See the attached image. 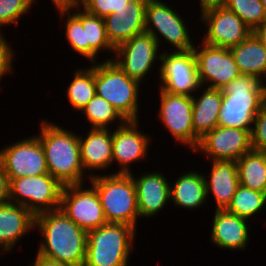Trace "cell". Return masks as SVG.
<instances>
[{
	"mask_svg": "<svg viewBox=\"0 0 266 266\" xmlns=\"http://www.w3.org/2000/svg\"><path fill=\"white\" fill-rule=\"evenodd\" d=\"M251 149L248 130L217 126L200 139L193 152H201L210 161H237Z\"/></svg>",
	"mask_w": 266,
	"mask_h": 266,
	"instance_id": "17",
	"label": "cell"
},
{
	"mask_svg": "<svg viewBox=\"0 0 266 266\" xmlns=\"http://www.w3.org/2000/svg\"><path fill=\"white\" fill-rule=\"evenodd\" d=\"M80 113L86 117L90 128L112 129L108 125L114 123L116 128L117 125L121 126L126 122L109 102L97 94L80 110Z\"/></svg>",
	"mask_w": 266,
	"mask_h": 266,
	"instance_id": "31",
	"label": "cell"
},
{
	"mask_svg": "<svg viewBox=\"0 0 266 266\" xmlns=\"http://www.w3.org/2000/svg\"><path fill=\"white\" fill-rule=\"evenodd\" d=\"M140 121H126L123 125L112 128V166L120 168L113 174H131V164L148 159L151 136L139 129ZM114 130V131H113Z\"/></svg>",
	"mask_w": 266,
	"mask_h": 266,
	"instance_id": "16",
	"label": "cell"
},
{
	"mask_svg": "<svg viewBox=\"0 0 266 266\" xmlns=\"http://www.w3.org/2000/svg\"><path fill=\"white\" fill-rule=\"evenodd\" d=\"M41 233L37 255L70 266H83L87 231L77 226L62 210L35 216V230Z\"/></svg>",
	"mask_w": 266,
	"mask_h": 266,
	"instance_id": "1",
	"label": "cell"
},
{
	"mask_svg": "<svg viewBox=\"0 0 266 266\" xmlns=\"http://www.w3.org/2000/svg\"><path fill=\"white\" fill-rule=\"evenodd\" d=\"M180 12L161 0H148L145 15V31L150 33L160 46L163 42L170 44L173 51L193 49L195 43L190 36V30ZM163 37V38H162ZM162 38V40H161ZM164 39V40H163ZM162 44V45H161Z\"/></svg>",
	"mask_w": 266,
	"mask_h": 266,
	"instance_id": "7",
	"label": "cell"
},
{
	"mask_svg": "<svg viewBox=\"0 0 266 266\" xmlns=\"http://www.w3.org/2000/svg\"><path fill=\"white\" fill-rule=\"evenodd\" d=\"M15 52V49H12V45H9V41L0 31V81L7 74L13 73Z\"/></svg>",
	"mask_w": 266,
	"mask_h": 266,
	"instance_id": "37",
	"label": "cell"
},
{
	"mask_svg": "<svg viewBox=\"0 0 266 266\" xmlns=\"http://www.w3.org/2000/svg\"><path fill=\"white\" fill-rule=\"evenodd\" d=\"M161 51L158 77L159 89L170 94L193 96L200 91L197 61L193 49L187 51Z\"/></svg>",
	"mask_w": 266,
	"mask_h": 266,
	"instance_id": "9",
	"label": "cell"
},
{
	"mask_svg": "<svg viewBox=\"0 0 266 266\" xmlns=\"http://www.w3.org/2000/svg\"><path fill=\"white\" fill-rule=\"evenodd\" d=\"M85 135L79 134L80 155L83 169L91 178L112 165V130L90 128Z\"/></svg>",
	"mask_w": 266,
	"mask_h": 266,
	"instance_id": "22",
	"label": "cell"
},
{
	"mask_svg": "<svg viewBox=\"0 0 266 266\" xmlns=\"http://www.w3.org/2000/svg\"><path fill=\"white\" fill-rule=\"evenodd\" d=\"M91 184L97 191L107 222L126 224L137 229V193L130 174H97L91 177Z\"/></svg>",
	"mask_w": 266,
	"mask_h": 266,
	"instance_id": "4",
	"label": "cell"
},
{
	"mask_svg": "<svg viewBox=\"0 0 266 266\" xmlns=\"http://www.w3.org/2000/svg\"><path fill=\"white\" fill-rule=\"evenodd\" d=\"M52 3H62V0H50Z\"/></svg>",
	"mask_w": 266,
	"mask_h": 266,
	"instance_id": "43",
	"label": "cell"
},
{
	"mask_svg": "<svg viewBox=\"0 0 266 266\" xmlns=\"http://www.w3.org/2000/svg\"><path fill=\"white\" fill-rule=\"evenodd\" d=\"M262 106L266 108V77L261 80Z\"/></svg>",
	"mask_w": 266,
	"mask_h": 266,
	"instance_id": "42",
	"label": "cell"
},
{
	"mask_svg": "<svg viewBox=\"0 0 266 266\" xmlns=\"http://www.w3.org/2000/svg\"><path fill=\"white\" fill-rule=\"evenodd\" d=\"M199 21L203 22L204 36L202 42L230 49L244 41L253 31L242 19L226 6L212 8L200 14Z\"/></svg>",
	"mask_w": 266,
	"mask_h": 266,
	"instance_id": "15",
	"label": "cell"
},
{
	"mask_svg": "<svg viewBox=\"0 0 266 266\" xmlns=\"http://www.w3.org/2000/svg\"><path fill=\"white\" fill-rule=\"evenodd\" d=\"M158 170L144 172L139 176L130 174L134 180L137 193L139 217L158 216L162 209L170 203V181ZM136 176V177H135ZM136 178V179H135Z\"/></svg>",
	"mask_w": 266,
	"mask_h": 266,
	"instance_id": "18",
	"label": "cell"
},
{
	"mask_svg": "<svg viewBox=\"0 0 266 266\" xmlns=\"http://www.w3.org/2000/svg\"><path fill=\"white\" fill-rule=\"evenodd\" d=\"M199 46V47H198ZM193 47L201 86L222 89L241 75L230 49L199 42Z\"/></svg>",
	"mask_w": 266,
	"mask_h": 266,
	"instance_id": "14",
	"label": "cell"
},
{
	"mask_svg": "<svg viewBox=\"0 0 266 266\" xmlns=\"http://www.w3.org/2000/svg\"><path fill=\"white\" fill-rule=\"evenodd\" d=\"M262 4L264 6V10H265V13H266V0H262Z\"/></svg>",
	"mask_w": 266,
	"mask_h": 266,
	"instance_id": "45",
	"label": "cell"
},
{
	"mask_svg": "<svg viewBox=\"0 0 266 266\" xmlns=\"http://www.w3.org/2000/svg\"><path fill=\"white\" fill-rule=\"evenodd\" d=\"M59 17L65 19V37L75 53L89 60V44H85L82 27V7L77 2L53 3ZM64 16V17H63Z\"/></svg>",
	"mask_w": 266,
	"mask_h": 266,
	"instance_id": "27",
	"label": "cell"
},
{
	"mask_svg": "<svg viewBox=\"0 0 266 266\" xmlns=\"http://www.w3.org/2000/svg\"><path fill=\"white\" fill-rule=\"evenodd\" d=\"M34 262L31 265L28 266H70L67 264H63L57 261H52L50 259L41 257L39 255L36 254L35 258H34Z\"/></svg>",
	"mask_w": 266,
	"mask_h": 266,
	"instance_id": "40",
	"label": "cell"
},
{
	"mask_svg": "<svg viewBox=\"0 0 266 266\" xmlns=\"http://www.w3.org/2000/svg\"><path fill=\"white\" fill-rule=\"evenodd\" d=\"M230 51L241 74L260 80L266 77V50L254 32Z\"/></svg>",
	"mask_w": 266,
	"mask_h": 266,
	"instance_id": "26",
	"label": "cell"
},
{
	"mask_svg": "<svg viewBox=\"0 0 266 266\" xmlns=\"http://www.w3.org/2000/svg\"><path fill=\"white\" fill-rule=\"evenodd\" d=\"M200 90L203 93L192 96L193 130L199 139L218 126L219 112L223 100L222 90L220 89L201 86Z\"/></svg>",
	"mask_w": 266,
	"mask_h": 266,
	"instance_id": "25",
	"label": "cell"
},
{
	"mask_svg": "<svg viewBox=\"0 0 266 266\" xmlns=\"http://www.w3.org/2000/svg\"><path fill=\"white\" fill-rule=\"evenodd\" d=\"M136 229L120 223H105L87 231L83 266H129Z\"/></svg>",
	"mask_w": 266,
	"mask_h": 266,
	"instance_id": "5",
	"label": "cell"
},
{
	"mask_svg": "<svg viewBox=\"0 0 266 266\" xmlns=\"http://www.w3.org/2000/svg\"><path fill=\"white\" fill-rule=\"evenodd\" d=\"M236 164L240 185L266 194V153L251 149Z\"/></svg>",
	"mask_w": 266,
	"mask_h": 266,
	"instance_id": "28",
	"label": "cell"
},
{
	"mask_svg": "<svg viewBox=\"0 0 266 266\" xmlns=\"http://www.w3.org/2000/svg\"><path fill=\"white\" fill-rule=\"evenodd\" d=\"M65 185L59 209L77 226L89 231L107 223L96 189L90 184ZM89 186V187H88Z\"/></svg>",
	"mask_w": 266,
	"mask_h": 266,
	"instance_id": "10",
	"label": "cell"
},
{
	"mask_svg": "<svg viewBox=\"0 0 266 266\" xmlns=\"http://www.w3.org/2000/svg\"><path fill=\"white\" fill-rule=\"evenodd\" d=\"M210 240L223 250H245L249 245L248 220L227 210H214Z\"/></svg>",
	"mask_w": 266,
	"mask_h": 266,
	"instance_id": "20",
	"label": "cell"
},
{
	"mask_svg": "<svg viewBox=\"0 0 266 266\" xmlns=\"http://www.w3.org/2000/svg\"><path fill=\"white\" fill-rule=\"evenodd\" d=\"M73 75L66 89L67 100L72 109L80 112L96 94L95 63H91L89 67L77 68Z\"/></svg>",
	"mask_w": 266,
	"mask_h": 266,
	"instance_id": "30",
	"label": "cell"
},
{
	"mask_svg": "<svg viewBox=\"0 0 266 266\" xmlns=\"http://www.w3.org/2000/svg\"><path fill=\"white\" fill-rule=\"evenodd\" d=\"M254 33L258 36V38L263 43V46L266 50V24L263 27H260L254 31Z\"/></svg>",
	"mask_w": 266,
	"mask_h": 266,
	"instance_id": "41",
	"label": "cell"
},
{
	"mask_svg": "<svg viewBox=\"0 0 266 266\" xmlns=\"http://www.w3.org/2000/svg\"><path fill=\"white\" fill-rule=\"evenodd\" d=\"M131 0H77L76 2L88 13L105 18L121 9Z\"/></svg>",
	"mask_w": 266,
	"mask_h": 266,
	"instance_id": "35",
	"label": "cell"
},
{
	"mask_svg": "<svg viewBox=\"0 0 266 266\" xmlns=\"http://www.w3.org/2000/svg\"><path fill=\"white\" fill-rule=\"evenodd\" d=\"M159 51L161 49L157 40L144 31L119 45L112 60L127 76L142 83L155 66L154 63L157 60L160 62Z\"/></svg>",
	"mask_w": 266,
	"mask_h": 266,
	"instance_id": "12",
	"label": "cell"
},
{
	"mask_svg": "<svg viewBox=\"0 0 266 266\" xmlns=\"http://www.w3.org/2000/svg\"><path fill=\"white\" fill-rule=\"evenodd\" d=\"M96 94L109 102L126 121L139 120L141 83L127 76L113 60L95 62Z\"/></svg>",
	"mask_w": 266,
	"mask_h": 266,
	"instance_id": "6",
	"label": "cell"
},
{
	"mask_svg": "<svg viewBox=\"0 0 266 266\" xmlns=\"http://www.w3.org/2000/svg\"><path fill=\"white\" fill-rule=\"evenodd\" d=\"M82 27L85 30V44H89V64L97 62L96 59L100 52L107 50V54H112V60L115 54V48L111 45L105 27L104 18L88 13L82 8Z\"/></svg>",
	"mask_w": 266,
	"mask_h": 266,
	"instance_id": "29",
	"label": "cell"
},
{
	"mask_svg": "<svg viewBox=\"0 0 266 266\" xmlns=\"http://www.w3.org/2000/svg\"><path fill=\"white\" fill-rule=\"evenodd\" d=\"M10 180V202L25 206L34 216L59 209L63 185L49 173Z\"/></svg>",
	"mask_w": 266,
	"mask_h": 266,
	"instance_id": "8",
	"label": "cell"
},
{
	"mask_svg": "<svg viewBox=\"0 0 266 266\" xmlns=\"http://www.w3.org/2000/svg\"><path fill=\"white\" fill-rule=\"evenodd\" d=\"M225 6L236 13L253 32L266 24L262 0H227Z\"/></svg>",
	"mask_w": 266,
	"mask_h": 266,
	"instance_id": "33",
	"label": "cell"
},
{
	"mask_svg": "<svg viewBox=\"0 0 266 266\" xmlns=\"http://www.w3.org/2000/svg\"><path fill=\"white\" fill-rule=\"evenodd\" d=\"M266 205V194L239 185L229 206L225 209L241 218L251 220L263 211ZM262 210V211H261Z\"/></svg>",
	"mask_w": 266,
	"mask_h": 266,
	"instance_id": "32",
	"label": "cell"
},
{
	"mask_svg": "<svg viewBox=\"0 0 266 266\" xmlns=\"http://www.w3.org/2000/svg\"><path fill=\"white\" fill-rule=\"evenodd\" d=\"M218 126L252 131L255 116L262 107L261 80L241 74L222 89Z\"/></svg>",
	"mask_w": 266,
	"mask_h": 266,
	"instance_id": "3",
	"label": "cell"
},
{
	"mask_svg": "<svg viewBox=\"0 0 266 266\" xmlns=\"http://www.w3.org/2000/svg\"><path fill=\"white\" fill-rule=\"evenodd\" d=\"M227 0H199L200 14L212 8L223 7L226 5Z\"/></svg>",
	"mask_w": 266,
	"mask_h": 266,
	"instance_id": "39",
	"label": "cell"
},
{
	"mask_svg": "<svg viewBox=\"0 0 266 266\" xmlns=\"http://www.w3.org/2000/svg\"><path fill=\"white\" fill-rule=\"evenodd\" d=\"M0 164L9 179L48 174L44 150L36 135L2 147Z\"/></svg>",
	"mask_w": 266,
	"mask_h": 266,
	"instance_id": "13",
	"label": "cell"
},
{
	"mask_svg": "<svg viewBox=\"0 0 266 266\" xmlns=\"http://www.w3.org/2000/svg\"><path fill=\"white\" fill-rule=\"evenodd\" d=\"M39 126L35 135L43 147L48 173L63 186L83 184L90 179L81 161L79 134L45 119Z\"/></svg>",
	"mask_w": 266,
	"mask_h": 266,
	"instance_id": "2",
	"label": "cell"
},
{
	"mask_svg": "<svg viewBox=\"0 0 266 266\" xmlns=\"http://www.w3.org/2000/svg\"><path fill=\"white\" fill-rule=\"evenodd\" d=\"M170 184V202L174 206L191 211L207 203L204 173L199 170H187Z\"/></svg>",
	"mask_w": 266,
	"mask_h": 266,
	"instance_id": "24",
	"label": "cell"
},
{
	"mask_svg": "<svg viewBox=\"0 0 266 266\" xmlns=\"http://www.w3.org/2000/svg\"><path fill=\"white\" fill-rule=\"evenodd\" d=\"M77 0H62V3H66V2H76Z\"/></svg>",
	"mask_w": 266,
	"mask_h": 266,
	"instance_id": "44",
	"label": "cell"
},
{
	"mask_svg": "<svg viewBox=\"0 0 266 266\" xmlns=\"http://www.w3.org/2000/svg\"><path fill=\"white\" fill-rule=\"evenodd\" d=\"M147 1L131 0L104 18L108 39L115 49L145 31Z\"/></svg>",
	"mask_w": 266,
	"mask_h": 266,
	"instance_id": "19",
	"label": "cell"
},
{
	"mask_svg": "<svg viewBox=\"0 0 266 266\" xmlns=\"http://www.w3.org/2000/svg\"><path fill=\"white\" fill-rule=\"evenodd\" d=\"M251 148L266 153V108L261 107L255 116L251 131Z\"/></svg>",
	"mask_w": 266,
	"mask_h": 266,
	"instance_id": "36",
	"label": "cell"
},
{
	"mask_svg": "<svg viewBox=\"0 0 266 266\" xmlns=\"http://www.w3.org/2000/svg\"><path fill=\"white\" fill-rule=\"evenodd\" d=\"M36 0H0V27L16 24L18 27L21 18L27 15ZM3 26V27H2ZM2 31V29H0Z\"/></svg>",
	"mask_w": 266,
	"mask_h": 266,
	"instance_id": "34",
	"label": "cell"
},
{
	"mask_svg": "<svg viewBox=\"0 0 266 266\" xmlns=\"http://www.w3.org/2000/svg\"><path fill=\"white\" fill-rule=\"evenodd\" d=\"M209 177L204 174L207 200H215V210L226 209L240 185L236 161L212 160ZM210 179H208V178Z\"/></svg>",
	"mask_w": 266,
	"mask_h": 266,
	"instance_id": "23",
	"label": "cell"
},
{
	"mask_svg": "<svg viewBox=\"0 0 266 266\" xmlns=\"http://www.w3.org/2000/svg\"><path fill=\"white\" fill-rule=\"evenodd\" d=\"M10 203V180L0 164V205Z\"/></svg>",
	"mask_w": 266,
	"mask_h": 266,
	"instance_id": "38",
	"label": "cell"
},
{
	"mask_svg": "<svg viewBox=\"0 0 266 266\" xmlns=\"http://www.w3.org/2000/svg\"><path fill=\"white\" fill-rule=\"evenodd\" d=\"M159 111L158 120H161L166 131L173 136L175 142L188 146L194 151L200 139L194 134L192 123L193 103L192 97L187 95L170 94L158 91Z\"/></svg>",
	"mask_w": 266,
	"mask_h": 266,
	"instance_id": "11",
	"label": "cell"
},
{
	"mask_svg": "<svg viewBox=\"0 0 266 266\" xmlns=\"http://www.w3.org/2000/svg\"><path fill=\"white\" fill-rule=\"evenodd\" d=\"M34 230L35 216L25 206L11 202L0 205V255L11 253Z\"/></svg>",
	"mask_w": 266,
	"mask_h": 266,
	"instance_id": "21",
	"label": "cell"
}]
</instances>
